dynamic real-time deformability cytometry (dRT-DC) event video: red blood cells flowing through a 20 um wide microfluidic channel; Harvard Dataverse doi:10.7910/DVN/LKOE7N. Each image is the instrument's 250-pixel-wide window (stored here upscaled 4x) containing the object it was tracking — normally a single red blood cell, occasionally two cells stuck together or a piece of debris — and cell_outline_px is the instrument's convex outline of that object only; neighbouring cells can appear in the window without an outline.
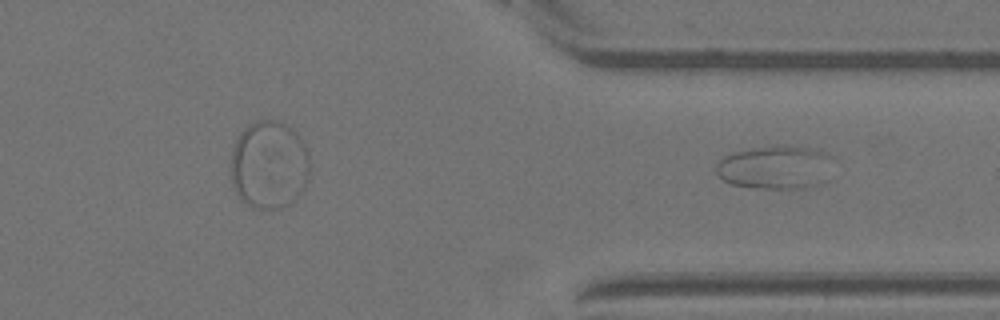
{"species": "Egyptian fruit bat (a non-hibernating species)", "species_latin": "Rousettus aegyptiacus", "temperature_condition": "warm", "stored_images_in_passage": 42, "segment_of_instrument_passage": [2, 2], "camera_frame_rate_fps": 3000, "um_per_image_px": 0.085, "animal": {"sex": "female"}, "frame": {"image": 1, "passage_image": 42, "time_ms": 13.667, "image_size_px": [1000, 320], "cell_outline_px": [[836, 160], [816, 184], [804, 188], [760, 188], [732, 184], [716, 176], [716, 164], [724, 156], [732, 152], [752, 148], [776, 144], [784, 144], [808, 148], [828, 152]], "centroid_in_image_um": [65.87, 14.18], "position_along_channel_um": 345.5, "area_um2": 29.71}}